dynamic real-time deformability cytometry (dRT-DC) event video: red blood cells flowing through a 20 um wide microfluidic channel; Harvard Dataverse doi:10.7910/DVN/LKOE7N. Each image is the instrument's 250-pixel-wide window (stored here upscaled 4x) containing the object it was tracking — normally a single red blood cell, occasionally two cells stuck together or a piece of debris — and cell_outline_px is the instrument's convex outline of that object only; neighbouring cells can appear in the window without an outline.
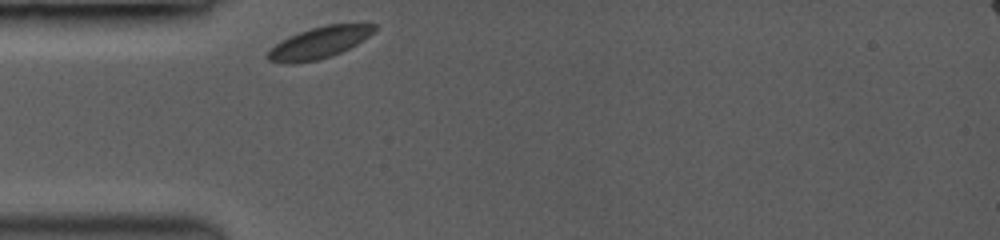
{"species": "common noctule bat (a hibernating species)", "species_latin": "Nyctalus noctula", "temperature_condition": "room temperature", "stored_images_in_passage": 1, "camera_frame_rate_fps": 3500, "um_per_image_px": 0.085, "animal": {"sex": "female", "body_mass_g": 19.0, "forearm_length_mm": 53.3}, "frame": {"image": 1, "passage_image": 1, "time_ms": 0.0, "image_size_px": [1000, 240], "cell_outline_px": [[376, 28], [364, 40], [332, 56], [316, 60], [292, 64], [288, 64], [268, 60], [264, 56], [276, 44], [300, 32], [312, 28], [328, 24], [376, 24]], "centroid_in_image_um": [27.12, 3.64], "position_along_channel_um": 57.9, "area_um2": 19.13}}